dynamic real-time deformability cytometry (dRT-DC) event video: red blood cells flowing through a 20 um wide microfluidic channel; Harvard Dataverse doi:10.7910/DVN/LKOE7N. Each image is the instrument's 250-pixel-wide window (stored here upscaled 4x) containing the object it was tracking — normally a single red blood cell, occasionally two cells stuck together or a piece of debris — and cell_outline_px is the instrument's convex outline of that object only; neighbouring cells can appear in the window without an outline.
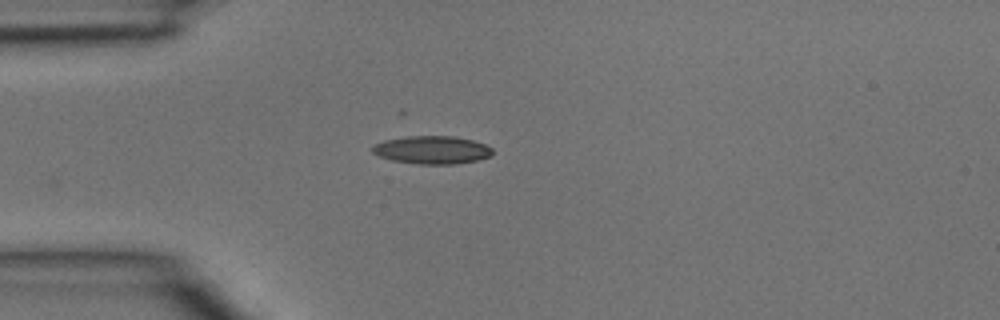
{"species": "common noctule bat (a hibernating species)", "species_latin": "Nyctalus noctula", "temperature_condition": "room temperature", "stored_images_in_passage": 3, "camera_frame_rate_fps": 3000, "um_per_image_px": 0.085, "animal": {"sex": "male", "body_mass_g": 15.6}, "frame": {"image": 1, "passage_image": 3, "time_ms": 0.667, "image_size_px": [1000, 320], "cell_outline_px": [[492, 156], [476, 160], [456, 164], [420, 164], [392, 160], [380, 156], [372, 152], [372, 148], [376, 144], [384, 140], [408, 136], [452, 136], [472, 140], [484, 144], [492, 148]], "centroid_in_image_um": [36.74, 12.74], "position_along_channel_um": 48.3, "area_um2": 19.42}}